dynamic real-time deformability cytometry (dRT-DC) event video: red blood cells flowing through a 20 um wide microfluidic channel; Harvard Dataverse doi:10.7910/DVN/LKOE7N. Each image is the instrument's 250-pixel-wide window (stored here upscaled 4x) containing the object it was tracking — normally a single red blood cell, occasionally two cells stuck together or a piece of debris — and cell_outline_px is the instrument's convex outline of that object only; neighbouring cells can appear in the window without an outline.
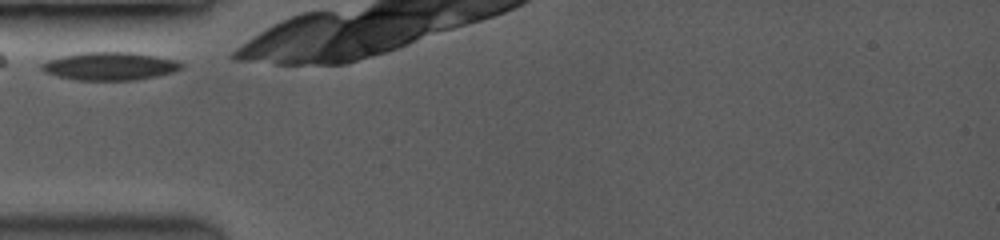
{"species": "common noctule bat (a hibernating species)", "species_latin": "Nyctalus noctula", "temperature_condition": "room temperature", "stored_images_in_passage": 2, "camera_frame_rate_fps": 3500, "um_per_image_px": 0.085, "animal": {"sex": "female", "body_mass_g": 19.0, "forearm_length_mm": 53.3}, "frame": {"image": 1, "passage_image": 1, "time_ms": 0.0, "image_size_px": [1000, 240], "cell_outline_px": [[184, 64], [180, 68], [172, 72], [156, 76], [136, 80], [76, 80], [44, 72], [40, 68], [40, 64], [48, 60], [64, 56], [84, 52], [128, 52], [156, 56], [176, 60]], "centroid_in_image_um": [9.33, 5.62], "position_along_channel_um": 75.7, "area_um2": 22.54}}